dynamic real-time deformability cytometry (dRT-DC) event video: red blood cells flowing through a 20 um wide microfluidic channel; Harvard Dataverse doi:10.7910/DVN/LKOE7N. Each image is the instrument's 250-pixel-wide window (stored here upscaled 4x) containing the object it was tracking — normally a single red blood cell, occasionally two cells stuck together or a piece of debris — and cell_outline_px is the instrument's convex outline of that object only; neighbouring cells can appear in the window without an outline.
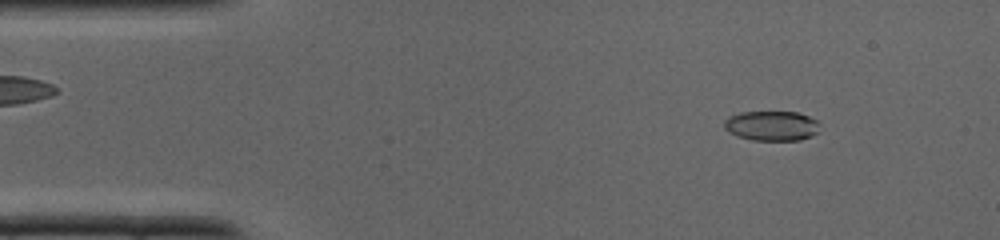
{"species": "common noctule bat (a hibernating species)", "species_latin": "Nyctalus noctula", "temperature_condition": "cold", "stored_images_in_passage": 7, "camera_frame_rate_fps": 3000, "um_per_image_px": 0.085, "animal": {"sex": "male", "body_mass_g": 19.0, "forearm_length_mm": 50.8}, "frame": {"image": 1, "passage_image": 2, "time_ms": 0.333, "image_size_px": [1000, 240], "cell_outline_px": [[820, 124], [816, 132], [800, 140], [752, 140], [736, 136], [728, 132], [724, 128], [724, 120], [728, 116], [740, 112], [800, 112], [816, 120]], "centroid_in_image_um": [65.54, 10.68], "position_along_channel_um": 19.5, "area_um2": 16.65}}